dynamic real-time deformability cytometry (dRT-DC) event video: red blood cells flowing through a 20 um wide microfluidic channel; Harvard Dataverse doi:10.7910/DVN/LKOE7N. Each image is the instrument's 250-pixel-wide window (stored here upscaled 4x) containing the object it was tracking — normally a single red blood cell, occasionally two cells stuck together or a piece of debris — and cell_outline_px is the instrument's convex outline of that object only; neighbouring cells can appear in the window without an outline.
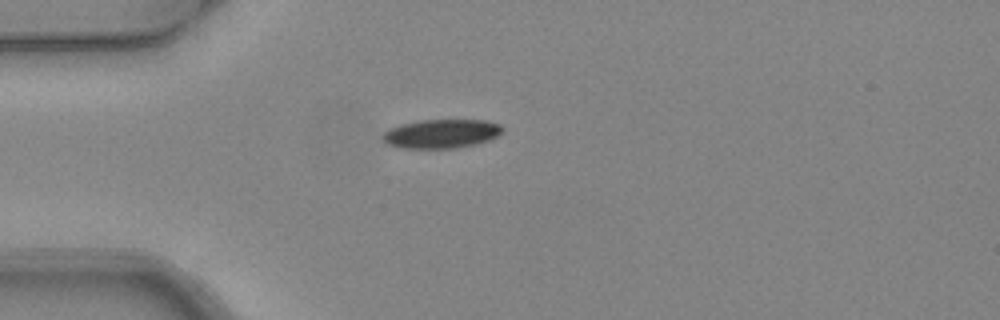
{"species": "common noctule bat (a hibernating species)", "species_latin": "Nyctalus noctula", "temperature_condition": "warm", "stored_images_in_passage": 5, "camera_frame_rate_fps": 3000, "um_per_image_px": 0.085, "animal": {"sex": "female", "body_mass_g": 24.6, "forearm_length_mm": 56.2}, "frame": {"image": 1, "passage_image": 5, "time_ms": 1.333, "image_size_px": [1000, 320], "cell_outline_px": [[504, 132], [488, 140], [476, 144], [456, 148], [400, 148], [388, 144], [380, 140], [380, 136], [388, 128], [400, 124], [420, 120], [484, 120], [500, 124], [504, 128]], "centroid_in_image_um": [37.48, 11.36], "position_along_channel_um": 47.5, "area_um2": 20.46}}